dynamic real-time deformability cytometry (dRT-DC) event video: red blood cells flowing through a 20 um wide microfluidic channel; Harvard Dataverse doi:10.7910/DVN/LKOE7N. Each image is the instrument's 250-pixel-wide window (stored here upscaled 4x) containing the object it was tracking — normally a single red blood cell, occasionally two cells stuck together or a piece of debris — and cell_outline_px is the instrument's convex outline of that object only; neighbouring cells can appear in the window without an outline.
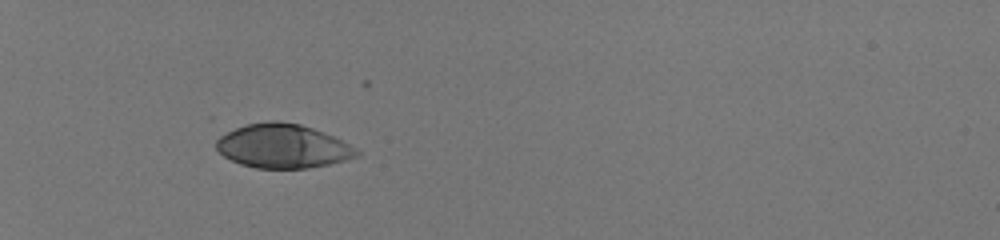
{"species": "human", "species_latin": "Homo sapiens", "temperature_condition": "room temperature", "stored_images_in_passage": 35, "camera_frame_rate_fps": 3000, "um_per_image_px": 0.085, "donor": {"sex": "male"}, "frame": {"image": 1, "passage_image": 1, "time_ms": 0.0, "image_size_px": [1000, 240], "cell_outline_px": [[360, 156], [328, 164], [308, 168], [256, 168], [240, 164], [224, 156], [216, 148], [216, 140], [220, 136], [236, 128], [248, 124], [272, 120], [276, 120], [300, 124], [324, 132], [356, 148], [360, 152]], "centroid_in_image_um": [24.04, 12.42], "position_along_channel_um": 61.0, "area_um2": 35.72}}
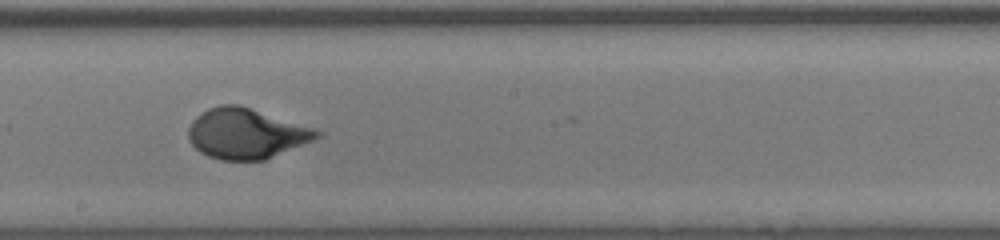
{"frame": {"image": 2, "passage_image": 16, "time_ms": 5.0, "image_size_px": [1000, 240], "cell_outline_px": [[324, 132], [320, 136], [312, 140], [264, 160], [220, 160], [208, 156], [200, 152], [188, 140], [188, 128], [192, 120], [196, 116], [208, 108], [220, 104], [240, 104], [316, 128]], "centroid_in_image_um": [20.91, 11.33], "position_along_channel_um": 227.3, "area_um2": 37.86}}
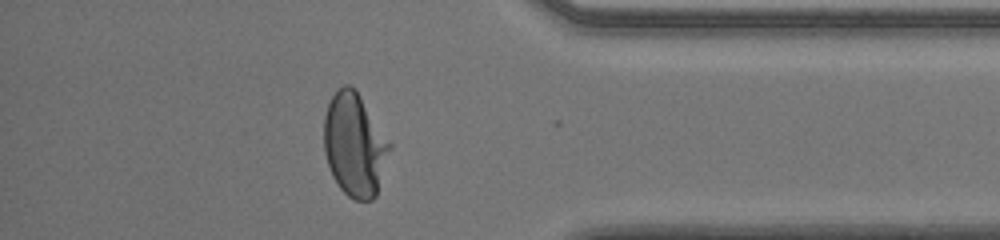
{"frame": {"image": 3, "passage_image": 30, "time_ms": 9.667, "image_size_px": [1000, 240], "cell_outline_px": [[392, 148], [376, 196], [372, 200], [356, 200], [348, 196], [340, 188], [332, 176], [324, 152], [324, 116], [328, 104], [332, 96], [344, 84], [348, 84], [356, 88], [392, 144]], "centroid_in_image_um": [30.16, 12.3], "position_along_channel_um": 405.0, "area_um2": 39.82}, "authors_computed_cell_mechanics": {"area_um2": 37.8012, "velocity_mm_per_s": 4.0229, "shape_relaxation_time_tau1_ms": 3.1147, "shape_relaxation_time_tau2_ms": null, "deformation_change_tau1": 0.1935, "deformation_change_tau2": null}}